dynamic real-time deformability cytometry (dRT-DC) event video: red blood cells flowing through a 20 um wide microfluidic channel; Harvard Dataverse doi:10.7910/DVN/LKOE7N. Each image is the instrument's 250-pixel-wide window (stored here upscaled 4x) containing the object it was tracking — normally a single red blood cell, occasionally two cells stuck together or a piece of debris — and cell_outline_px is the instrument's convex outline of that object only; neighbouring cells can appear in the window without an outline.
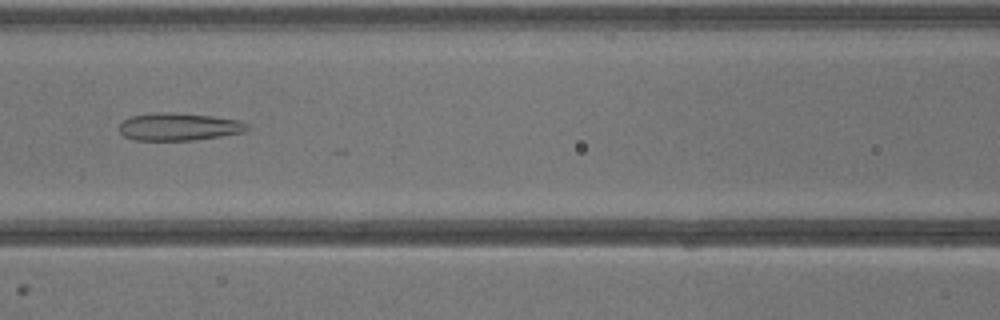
{"species": "common noctule bat (a hibernating species)", "species_latin": "Nyctalus noctula", "temperature_condition": "warm", "stored_images_in_passage": 5, "camera_frame_rate_fps": 3000, "um_per_image_px": 0.085, "animal": {"sex": "male", "body_mass_g": 13.3}, "frame": {"image": 1, "passage_image": 5, "time_ms": 5.0, "image_size_px": [1000, 320], "cell_outline_px": [[248, 128], [244, 132], [220, 136], [192, 140], [136, 140], [124, 136], [120, 132], [120, 124], [124, 120], [132, 116], [156, 112], [164, 112], [212, 116], [240, 120], [248, 124]], "centroid_in_image_um": [15.21, 10.77], "position_along_channel_um": 151.4, "area_um2": 20.35}}